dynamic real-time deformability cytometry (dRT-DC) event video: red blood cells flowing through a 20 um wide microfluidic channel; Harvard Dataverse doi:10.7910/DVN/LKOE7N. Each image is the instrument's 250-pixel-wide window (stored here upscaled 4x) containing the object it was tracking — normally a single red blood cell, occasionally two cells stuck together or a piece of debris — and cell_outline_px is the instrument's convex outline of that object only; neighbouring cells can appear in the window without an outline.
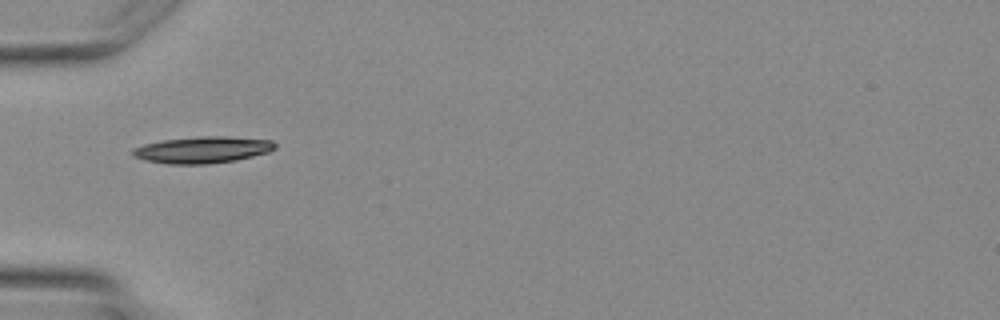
{"species": "Egyptian fruit bat (a non-hibernating species)", "species_latin": "Rousettus aegyptiacus", "temperature_condition": "warm", "stored_images_in_passage": 4, "camera_frame_rate_fps": 3000, "um_per_image_px": 0.085, "animal": {"sex": "female"}, "frame": {"image": 1, "passage_image": 4, "time_ms": 3.333, "image_size_px": [1000, 320], "cell_outline_px": [[276, 148], [268, 152], [236, 160], [208, 164], [168, 164], [144, 160], [132, 156], [132, 148], [144, 144], [164, 140], [200, 136], [224, 136], [272, 140], [276, 144]], "centroid_in_image_um": [17.2, 12.73], "position_along_channel_um": 67.8, "area_um2": 22.08}}